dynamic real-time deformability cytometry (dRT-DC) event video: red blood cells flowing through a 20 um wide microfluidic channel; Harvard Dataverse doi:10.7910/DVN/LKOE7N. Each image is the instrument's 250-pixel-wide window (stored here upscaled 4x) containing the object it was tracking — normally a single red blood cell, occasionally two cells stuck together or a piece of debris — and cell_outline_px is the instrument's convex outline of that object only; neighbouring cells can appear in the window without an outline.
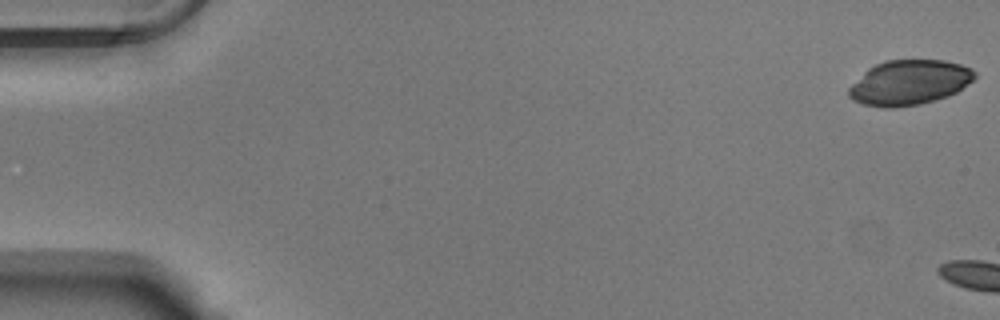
{"species": "Egyptian fruit bat (a non-hibernating species)", "species_latin": "Rousettus aegyptiacus", "temperature_condition": "warm", "stored_images_in_passage": 5, "camera_frame_rate_fps": 3000, "um_per_image_px": 0.085, "animal": {"sex": "male"}, "frame": {"image": 1, "passage_image": 1, "time_ms": 0.0, "image_size_px": [1000, 320], "cell_outline_px": [[976, 76], [972, 80], [956, 92], [948, 96], [920, 104], [892, 108], [884, 108], [864, 104], [852, 100], [848, 96], [848, 88], [868, 68], [876, 64], [888, 60], [944, 60], [960, 64], [972, 68], [976, 72]], "centroid_in_image_um": [77.28, 7.01], "position_along_channel_um": 7.7, "area_um2": 32.89}}